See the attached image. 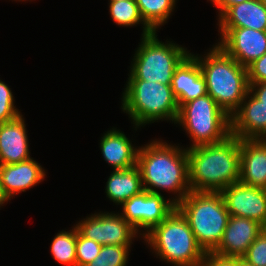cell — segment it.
Segmentation results:
<instances>
[{
  "label": "cell",
  "instance_id": "6da1fadb",
  "mask_svg": "<svg viewBox=\"0 0 266 266\" xmlns=\"http://www.w3.org/2000/svg\"><path fill=\"white\" fill-rule=\"evenodd\" d=\"M179 145L154 139L140 146L137 156L144 190L172 192L174 196L169 199L176 206L191 191L187 149Z\"/></svg>",
  "mask_w": 266,
  "mask_h": 266
},
{
  "label": "cell",
  "instance_id": "7a4b0ae2",
  "mask_svg": "<svg viewBox=\"0 0 266 266\" xmlns=\"http://www.w3.org/2000/svg\"><path fill=\"white\" fill-rule=\"evenodd\" d=\"M191 191L221 192L240 178V139L187 148Z\"/></svg>",
  "mask_w": 266,
  "mask_h": 266
},
{
  "label": "cell",
  "instance_id": "3957f363",
  "mask_svg": "<svg viewBox=\"0 0 266 266\" xmlns=\"http://www.w3.org/2000/svg\"><path fill=\"white\" fill-rule=\"evenodd\" d=\"M191 54L199 63L206 81L207 94L231 116L249 91L247 68L216 43L202 56Z\"/></svg>",
  "mask_w": 266,
  "mask_h": 266
},
{
  "label": "cell",
  "instance_id": "277c9868",
  "mask_svg": "<svg viewBox=\"0 0 266 266\" xmlns=\"http://www.w3.org/2000/svg\"><path fill=\"white\" fill-rule=\"evenodd\" d=\"M142 238L156 258L173 266H201L206 254L177 208Z\"/></svg>",
  "mask_w": 266,
  "mask_h": 266
},
{
  "label": "cell",
  "instance_id": "5b68a950",
  "mask_svg": "<svg viewBox=\"0 0 266 266\" xmlns=\"http://www.w3.org/2000/svg\"><path fill=\"white\" fill-rule=\"evenodd\" d=\"M121 104L120 109L128 114L135 131L160 120L175 124L179 112L171 85L159 82L127 80Z\"/></svg>",
  "mask_w": 266,
  "mask_h": 266
},
{
  "label": "cell",
  "instance_id": "8992f818",
  "mask_svg": "<svg viewBox=\"0 0 266 266\" xmlns=\"http://www.w3.org/2000/svg\"><path fill=\"white\" fill-rule=\"evenodd\" d=\"M176 208L187 219L202 249L213 252L221 243L230 217L220 192L190 191Z\"/></svg>",
  "mask_w": 266,
  "mask_h": 266
},
{
  "label": "cell",
  "instance_id": "52a82bcc",
  "mask_svg": "<svg viewBox=\"0 0 266 266\" xmlns=\"http://www.w3.org/2000/svg\"><path fill=\"white\" fill-rule=\"evenodd\" d=\"M157 36V32H153L141 37L131 61L128 80L171 85L175 69L191 52L173 41L162 42Z\"/></svg>",
  "mask_w": 266,
  "mask_h": 266
},
{
  "label": "cell",
  "instance_id": "ba28073f",
  "mask_svg": "<svg viewBox=\"0 0 266 266\" xmlns=\"http://www.w3.org/2000/svg\"><path fill=\"white\" fill-rule=\"evenodd\" d=\"M175 124L182 127L190 138V147L216 144L230 133V116L206 94L179 107Z\"/></svg>",
  "mask_w": 266,
  "mask_h": 266
},
{
  "label": "cell",
  "instance_id": "9c48e42d",
  "mask_svg": "<svg viewBox=\"0 0 266 266\" xmlns=\"http://www.w3.org/2000/svg\"><path fill=\"white\" fill-rule=\"evenodd\" d=\"M86 238L100 245H121L131 247L135 238L142 235L118 212H98L83 218L75 224ZM139 236V237H138Z\"/></svg>",
  "mask_w": 266,
  "mask_h": 266
},
{
  "label": "cell",
  "instance_id": "30bf717a",
  "mask_svg": "<svg viewBox=\"0 0 266 266\" xmlns=\"http://www.w3.org/2000/svg\"><path fill=\"white\" fill-rule=\"evenodd\" d=\"M121 207V216L143 237L155 225L165 220L176 205L163 194H154L144 190L125 201Z\"/></svg>",
  "mask_w": 266,
  "mask_h": 266
},
{
  "label": "cell",
  "instance_id": "8fae6325",
  "mask_svg": "<svg viewBox=\"0 0 266 266\" xmlns=\"http://www.w3.org/2000/svg\"><path fill=\"white\" fill-rule=\"evenodd\" d=\"M219 45L229 56L247 68L266 53V31L250 28H219Z\"/></svg>",
  "mask_w": 266,
  "mask_h": 266
},
{
  "label": "cell",
  "instance_id": "7c38bea8",
  "mask_svg": "<svg viewBox=\"0 0 266 266\" xmlns=\"http://www.w3.org/2000/svg\"><path fill=\"white\" fill-rule=\"evenodd\" d=\"M220 194L230 216L249 218L266 228V189L237 182Z\"/></svg>",
  "mask_w": 266,
  "mask_h": 266
},
{
  "label": "cell",
  "instance_id": "4fadbf2b",
  "mask_svg": "<svg viewBox=\"0 0 266 266\" xmlns=\"http://www.w3.org/2000/svg\"><path fill=\"white\" fill-rule=\"evenodd\" d=\"M230 133L239 139H265L266 103H261L248 91L230 116Z\"/></svg>",
  "mask_w": 266,
  "mask_h": 266
},
{
  "label": "cell",
  "instance_id": "5bb4252c",
  "mask_svg": "<svg viewBox=\"0 0 266 266\" xmlns=\"http://www.w3.org/2000/svg\"><path fill=\"white\" fill-rule=\"evenodd\" d=\"M263 229L252 219L230 216L221 243L213 252L225 257L242 258Z\"/></svg>",
  "mask_w": 266,
  "mask_h": 266
},
{
  "label": "cell",
  "instance_id": "9a60e30c",
  "mask_svg": "<svg viewBox=\"0 0 266 266\" xmlns=\"http://www.w3.org/2000/svg\"><path fill=\"white\" fill-rule=\"evenodd\" d=\"M45 169L33 158L15 163L0 165V186L10 201L15 195L26 192L44 181Z\"/></svg>",
  "mask_w": 266,
  "mask_h": 266
},
{
  "label": "cell",
  "instance_id": "2e32d148",
  "mask_svg": "<svg viewBox=\"0 0 266 266\" xmlns=\"http://www.w3.org/2000/svg\"><path fill=\"white\" fill-rule=\"evenodd\" d=\"M239 182L266 189L265 139H240Z\"/></svg>",
  "mask_w": 266,
  "mask_h": 266
},
{
  "label": "cell",
  "instance_id": "e0dca14e",
  "mask_svg": "<svg viewBox=\"0 0 266 266\" xmlns=\"http://www.w3.org/2000/svg\"><path fill=\"white\" fill-rule=\"evenodd\" d=\"M25 118L0 123V165L15 164L32 158Z\"/></svg>",
  "mask_w": 266,
  "mask_h": 266
},
{
  "label": "cell",
  "instance_id": "ac0fdd59",
  "mask_svg": "<svg viewBox=\"0 0 266 266\" xmlns=\"http://www.w3.org/2000/svg\"><path fill=\"white\" fill-rule=\"evenodd\" d=\"M171 88L179 107L207 94L205 78L197 59L191 53L175 69Z\"/></svg>",
  "mask_w": 266,
  "mask_h": 266
},
{
  "label": "cell",
  "instance_id": "d6986e66",
  "mask_svg": "<svg viewBox=\"0 0 266 266\" xmlns=\"http://www.w3.org/2000/svg\"><path fill=\"white\" fill-rule=\"evenodd\" d=\"M100 140L101 154L113 170H123L137 165L140 146L132 144L123 131L115 127L105 131Z\"/></svg>",
  "mask_w": 266,
  "mask_h": 266
},
{
  "label": "cell",
  "instance_id": "ffe728a7",
  "mask_svg": "<svg viewBox=\"0 0 266 266\" xmlns=\"http://www.w3.org/2000/svg\"><path fill=\"white\" fill-rule=\"evenodd\" d=\"M219 28H250L266 31V8L261 0L229 6L218 17Z\"/></svg>",
  "mask_w": 266,
  "mask_h": 266
},
{
  "label": "cell",
  "instance_id": "44dd1931",
  "mask_svg": "<svg viewBox=\"0 0 266 266\" xmlns=\"http://www.w3.org/2000/svg\"><path fill=\"white\" fill-rule=\"evenodd\" d=\"M144 191L141 173L137 165L123 170H113L105 186L106 197L116 205H122L131 197Z\"/></svg>",
  "mask_w": 266,
  "mask_h": 266
},
{
  "label": "cell",
  "instance_id": "7402d4cb",
  "mask_svg": "<svg viewBox=\"0 0 266 266\" xmlns=\"http://www.w3.org/2000/svg\"><path fill=\"white\" fill-rule=\"evenodd\" d=\"M144 23L153 31L165 25L175 10L177 0H135ZM160 27V28H159Z\"/></svg>",
  "mask_w": 266,
  "mask_h": 266
},
{
  "label": "cell",
  "instance_id": "603a6c76",
  "mask_svg": "<svg viewBox=\"0 0 266 266\" xmlns=\"http://www.w3.org/2000/svg\"><path fill=\"white\" fill-rule=\"evenodd\" d=\"M108 4L109 14L115 24L122 27H133L141 24L143 28L141 36H147L153 33L141 18L135 0L109 1Z\"/></svg>",
  "mask_w": 266,
  "mask_h": 266
},
{
  "label": "cell",
  "instance_id": "cb8c5ba5",
  "mask_svg": "<svg viewBox=\"0 0 266 266\" xmlns=\"http://www.w3.org/2000/svg\"><path fill=\"white\" fill-rule=\"evenodd\" d=\"M77 228L59 231L51 242V254L57 263L66 266L76 265Z\"/></svg>",
  "mask_w": 266,
  "mask_h": 266
},
{
  "label": "cell",
  "instance_id": "d4e9b609",
  "mask_svg": "<svg viewBox=\"0 0 266 266\" xmlns=\"http://www.w3.org/2000/svg\"><path fill=\"white\" fill-rule=\"evenodd\" d=\"M131 247L103 245L99 255L86 266H127Z\"/></svg>",
  "mask_w": 266,
  "mask_h": 266
},
{
  "label": "cell",
  "instance_id": "484cf974",
  "mask_svg": "<svg viewBox=\"0 0 266 266\" xmlns=\"http://www.w3.org/2000/svg\"><path fill=\"white\" fill-rule=\"evenodd\" d=\"M102 245L92 239L84 237L77 229L76 265L86 266L100 253Z\"/></svg>",
  "mask_w": 266,
  "mask_h": 266
},
{
  "label": "cell",
  "instance_id": "4316f807",
  "mask_svg": "<svg viewBox=\"0 0 266 266\" xmlns=\"http://www.w3.org/2000/svg\"><path fill=\"white\" fill-rule=\"evenodd\" d=\"M15 97L9 86L0 79V123H5L22 114L15 106Z\"/></svg>",
  "mask_w": 266,
  "mask_h": 266
},
{
  "label": "cell",
  "instance_id": "83f0119b",
  "mask_svg": "<svg viewBox=\"0 0 266 266\" xmlns=\"http://www.w3.org/2000/svg\"><path fill=\"white\" fill-rule=\"evenodd\" d=\"M254 266H266V228L257 236L242 257Z\"/></svg>",
  "mask_w": 266,
  "mask_h": 266
},
{
  "label": "cell",
  "instance_id": "f1b7e54d",
  "mask_svg": "<svg viewBox=\"0 0 266 266\" xmlns=\"http://www.w3.org/2000/svg\"><path fill=\"white\" fill-rule=\"evenodd\" d=\"M248 83L266 82V53L247 67Z\"/></svg>",
  "mask_w": 266,
  "mask_h": 266
},
{
  "label": "cell",
  "instance_id": "f546056e",
  "mask_svg": "<svg viewBox=\"0 0 266 266\" xmlns=\"http://www.w3.org/2000/svg\"><path fill=\"white\" fill-rule=\"evenodd\" d=\"M201 266H238V258L225 257L214 252H206Z\"/></svg>",
  "mask_w": 266,
  "mask_h": 266
},
{
  "label": "cell",
  "instance_id": "4dcf8cb0",
  "mask_svg": "<svg viewBox=\"0 0 266 266\" xmlns=\"http://www.w3.org/2000/svg\"><path fill=\"white\" fill-rule=\"evenodd\" d=\"M249 92L261 103H266V82L249 83Z\"/></svg>",
  "mask_w": 266,
  "mask_h": 266
},
{
  "label": "cell",
  "instance_id": "1f68e13d",
  "mask_svg": "<svg viewBox=\"0 0 266 266\" xmlns=\"http://www.w3.org/2000/svg\"><path fill=\"white\" fill-rule=\"evenodd\" d=\"M210 1L219 11L218 16L219 17L229 6L237 5L242 2H246L248 0H207Z\"/></svg>",
  "mask_w": 266,
  "mask_h": 266
},
{
  "label": "cell",
  "instance_id": "d6a6232c",
  "mask_svg": "<svg viewBox=\"0 0 266 266\" xmlns=\"http://www.w3.org/2000/svg\"><path fill=\"white\" fill-rule=\"evenodd\" d=\"M9 200L5 197L3 194V191L0 186V208L5 205V202H8Z\"/></svg>",
  "mask_w": 266,
  "mask_h": 266
},
{
  "label": "cell",
  "instance_id": "836d02e7",
  "mask_svg": "<svg viewBox=\"0 0 266 266\" xmlns=\"http://www.w3.org/2000/svg\"><path fill=\"white\" fill-rule=\"evenodd\" d=\"M238 266H254V265L248 263L243 258H238Z\"/></svg>",
  "mask_w": 266,
  "mask_h": 266
},
{
  "label": "cell",
  "instance_id": "e575fe53",
  "mask_svg": "<svg viewBox=\"0 0 266 266\" xmlns=\"http://www.w3.org/2000/svg\"><path fill=\"white\" fill-rule=\"evenodd\" d=\"M263 3V6L266 8V0H261Z\"/></svg>",
  "mask_w": 266,
  "mask_h": 266
},
{
  "label": "cell",
  "instance_id": "d590c367",
  "mask_svg": "<svg viewBox=\"0 0 266 266\" xmlns=\"http://www.w3.org/2000/svg\"><path fill=\"white\" fill-rule=\"evenodd\" d=\"M12 1H13V0H12ZM14 1H19V2H20V1H22V2H23V1H30V2H31V0H14Z\"/></svg>",
  "mask_w": 266,
  "mask_h": 266
}]
</instances>
